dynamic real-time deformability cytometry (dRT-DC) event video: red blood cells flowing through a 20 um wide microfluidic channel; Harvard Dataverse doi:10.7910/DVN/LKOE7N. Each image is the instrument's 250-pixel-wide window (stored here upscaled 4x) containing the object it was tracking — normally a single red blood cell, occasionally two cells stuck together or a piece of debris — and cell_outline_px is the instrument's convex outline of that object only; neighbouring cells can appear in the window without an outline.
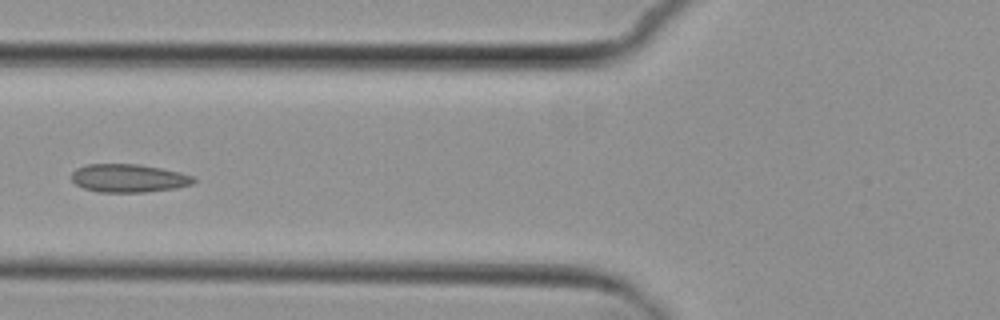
{"species": "common noctule bat (a hibernating species)", "species_latin": "Nyctalus noctula", "temperature_condition": "cold", "stored_images_in_passage": 3, "camera_frame_rate_fps": 3000, "um_per_image_px": 0.085, "animal": {"sex": "female", "body_mass_g": 29.2, "forearm_length_mm": 56.3}, "frame": {"image": 1, "passage_image": 3, "time_ms": 3.333, "image_size_px": [1000, 320], "cell_outline_px": [[196, 180], [192, 184], [176, 188], [144, 192], [96, 192], [84, 188], [76, 184], [72, 180], [72, 172], [76, 168], [88, 164], [140, 164], [180, 172], [196, 176]], "centroid_in_image_um": [10.95, 15.14], "position_along_channel_um": 114.8, "area_um2": 20.17}}